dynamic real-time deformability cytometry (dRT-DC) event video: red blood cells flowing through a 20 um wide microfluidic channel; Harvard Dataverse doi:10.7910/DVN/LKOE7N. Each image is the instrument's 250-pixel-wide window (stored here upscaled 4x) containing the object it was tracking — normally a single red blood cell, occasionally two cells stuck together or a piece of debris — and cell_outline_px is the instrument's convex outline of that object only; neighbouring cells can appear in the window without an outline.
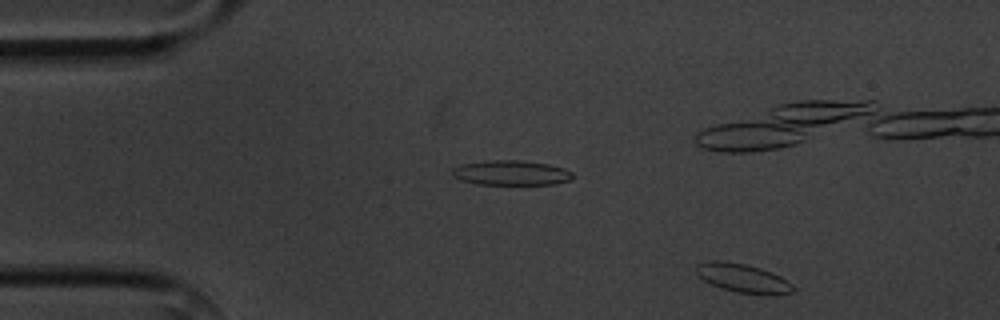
{"species": "common noctule bat (a hibernating species)", "species_latin": "Nyctalus noctula", "temperature_condition": "cold", "stored_images_in_passage": 3, "camera_frame_rate_fps": 3000, "um_per_image_px": 0.085, "animal": {"sex": "male", "body_mass_g": 20.1, "forearm_length_mm": 53.5}, "frame": {"image": 1, "passage_image": 3, "time_ms": 2.333, "image_size_px": [1000, 320], "cell_outline_px": [[796, 288], [792, 292], [780, 296], [764, 296], [736, 292], [720, 288], [704, 280], [696, 272], [696, 264], [708, 260], [720, 260], [744, 264], [760, 268], [772, 272], [780, 276], [792, 284]], "centroid_in_image_um": [63.2, 23.67], "position_along_channel_um": 21.8, "area_um2": 16.65}}